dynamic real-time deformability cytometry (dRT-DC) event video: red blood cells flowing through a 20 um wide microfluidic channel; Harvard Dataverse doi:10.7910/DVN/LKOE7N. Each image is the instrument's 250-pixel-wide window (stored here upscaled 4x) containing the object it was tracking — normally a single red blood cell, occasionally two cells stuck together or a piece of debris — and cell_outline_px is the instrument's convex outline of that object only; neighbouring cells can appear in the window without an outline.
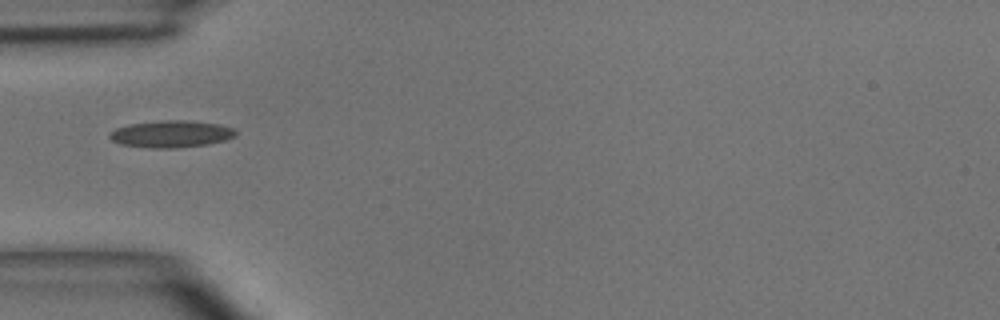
{"species": "common noctule bat (a hibernating species)", "species_latin": "Nyctalus noctula", "temperature_condition": "room temperature", "stored_images_in_passage": 2, "camera_frame_rate_fps": 3000, "um_per_image_px": 0.085, "animal": {"sex": "male", "body_mass_g": 15.6}, "frame": {"image": 1, "passage_image": 1, "time_ms": 0.0, "image_size_px": [1000, 320], "cell_outline_px": [[236, 136], [224, 140], [208, 144], [172, 148], [148, 148], [120, 144], [112, 140], [108, 136], [108, 132], [116, 128], [128, 124], [164, 120], [188, 120], [216, 124], [232, 128], [236, 132]], "centroid_in_image_um": [14.49, 11.39], "position_along_channel_um": 70.5, "area_um2": 19.77}}
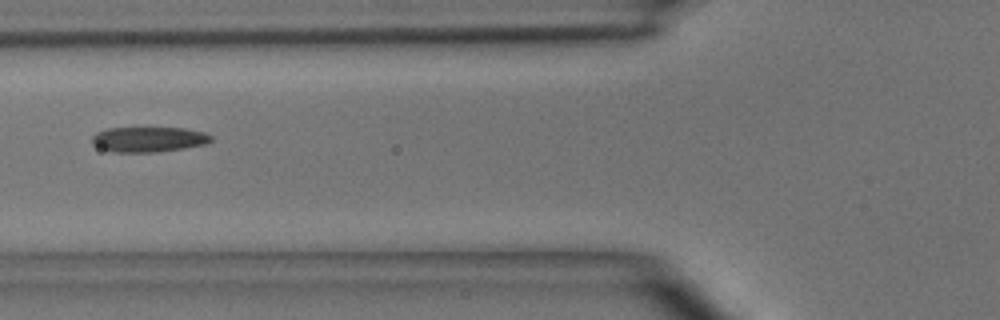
{"frame": {"image": 2, "passage_image": 2, "time_ms": 1.0, "image_size_px": [1000, 320], "cell_outline_px": [[212, 140], [204, 144], [184, 148], [160, 152], [112, 152], [100, 148], [92, 144], [92, 136], [96, 132], [108, 128], [184, 128], [204, 132], [212, 136]], "centroid_in_image_um": [12.61, 11.85], "position_along_channel_um": 113.2, "area_um2": 17.51}}